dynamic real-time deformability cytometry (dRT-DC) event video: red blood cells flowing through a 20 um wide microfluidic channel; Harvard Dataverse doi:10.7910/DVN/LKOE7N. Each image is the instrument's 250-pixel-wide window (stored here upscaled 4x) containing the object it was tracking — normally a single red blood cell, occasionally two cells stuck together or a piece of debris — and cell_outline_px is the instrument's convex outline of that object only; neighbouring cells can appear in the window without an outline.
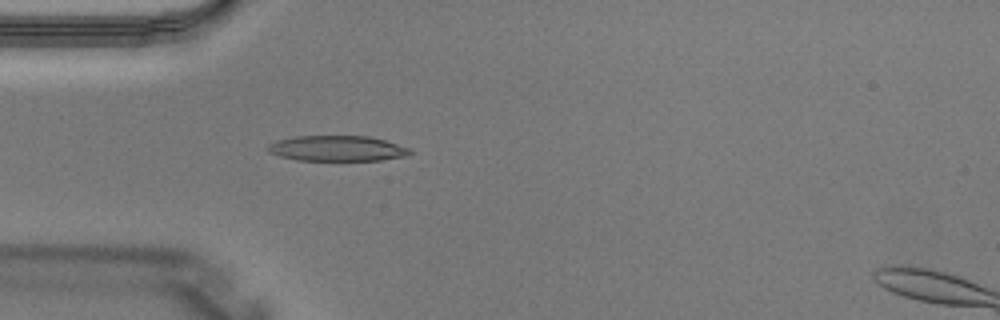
{"species": "Egyptian fruit bat (a non-hibernating species)", "species_latin": "Rousettus aegyptiacus", "temperature_condition": "warm", "stored_images_in_passage": 3, "camera_frame_rate_fps": 3000, "um_per_image_px": 0.085, "animal": {"sex": "male"}, "frame": {"image": 1, "passage_image": 3, "time_ms": 0.667, "image_size_px": [1000, 320], "cell_outline_px": [[412, 152], [408, 156], [380, 160], [296, 160], [280, 156], [268, 152], [264, 148], [268, 144], [276, 140], [296, 136], [368, 136], [384, 140], [408, 148]], "centroid_in_image_um": [28.6, 12.61], "position_along_channel_um": 56.4, "area_um2": 21.1}}